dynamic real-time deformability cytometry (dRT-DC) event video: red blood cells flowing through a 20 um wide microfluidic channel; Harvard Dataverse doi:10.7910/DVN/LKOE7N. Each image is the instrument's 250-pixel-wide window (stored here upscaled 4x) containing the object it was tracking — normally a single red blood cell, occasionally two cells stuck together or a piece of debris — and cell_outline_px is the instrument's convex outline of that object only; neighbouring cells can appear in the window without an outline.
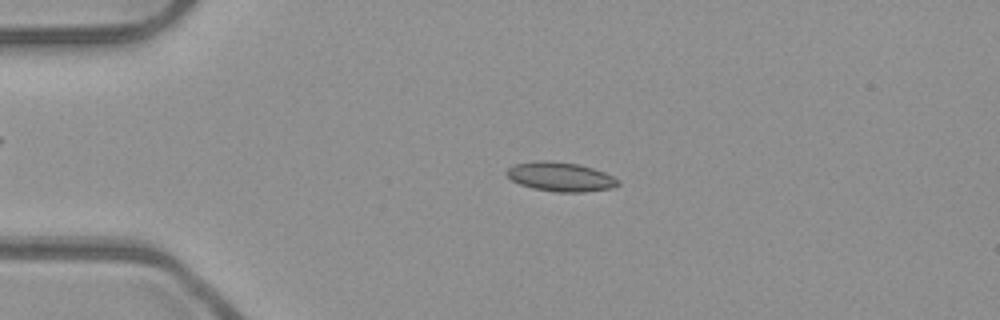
{"species": "common noctule bat (a hibernating species)", "species_latin": "Nyctalus noctula", "temperature_condition": "room temperature", "stored_images_in_passage": 48, "camera_frame_rate_fps": 3000, "um_per_image_px": 0.085, "animal": {"sex": "male", "body_mass_g": 23.1, "forearm_length_mm": 52.7}, "frame": {"image": 1, "passage_image": 8, "time_ms": 2.333, "image_size_px": [1000, 320], "cell_outline_px": [[620, 184], [612, 188], [584, 192], [556, 192], [532, 188], [520, 184], [512, 180], [504, 172], [508, 168], [516, 164], [540, 160], [548, 160], [576, 164], [592, 168], [604, 172], [620, 180]], "centroid_in_image_um": [47.65, 15.03], "position_along_channel_um": 37.4, "area_um2": 18.9}}
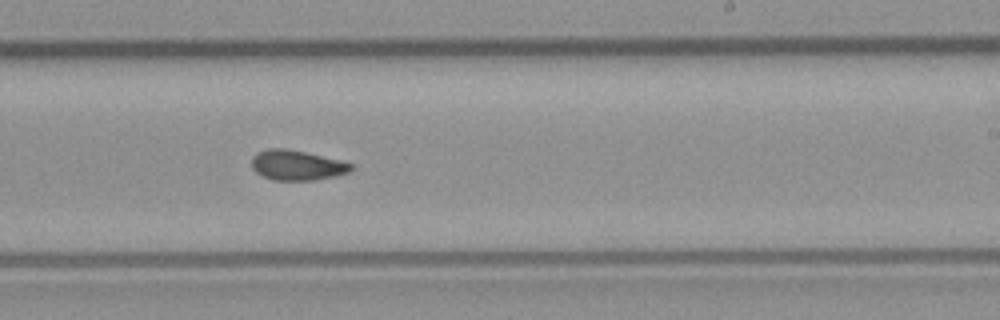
{"frame": {"image": 2, "passage_image": 28, "time_ms": 9.0, "image_size_px": [1000, 320], "cell_outline_px": [[352, 168], [348, 172], [336, 176], [316, 180], [272, 180], [256, 172], [252, 168], [252, 156], [256, 152], [268, 148], [284, 148], [304, 152], [340, 160], [352, 164]], "centroid_in_image_um": [25.2, 14.04], "position_along_channel_um": 263.8, "area_um2": 17.34}}
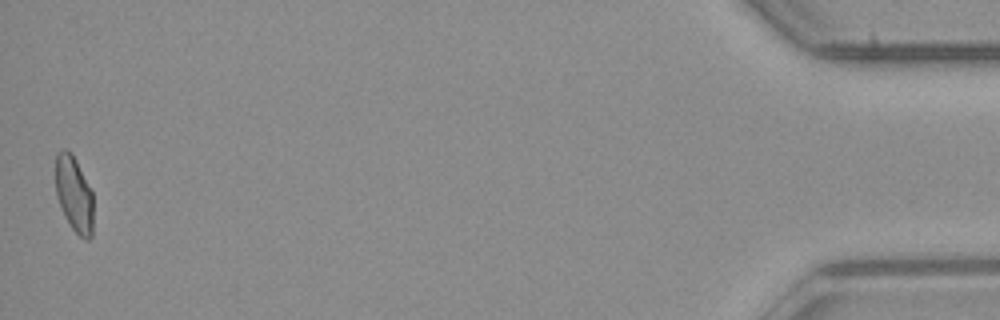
{"frame": {"image": 3, "passage_image": 48, "time_ms": 15.667, "image_size_px": [1000, 320], "cell_outline_px": [[92, 236], [88, 240], [84, 240], [72, 228], [56, 196], [56, 152], [60, 148], [64, 148], [72, 156], [92, 192]], "centroid_in_image_um": [6.28, 16.52], "position_along_channel_um": 428.9, "area_um2": 16.07}, "authors_computed_cell_mechanics": {"area_um2": 17.34, "velocity_mm_per_s": 3.9462, "shape_relaxation_time_tau1_ms": 6.8243, "shape_relaxation_time_tau2_ms": 1.8771, "deformation_change_tau1": 0.1539, "deformation_change_tau2": 0.0689}}